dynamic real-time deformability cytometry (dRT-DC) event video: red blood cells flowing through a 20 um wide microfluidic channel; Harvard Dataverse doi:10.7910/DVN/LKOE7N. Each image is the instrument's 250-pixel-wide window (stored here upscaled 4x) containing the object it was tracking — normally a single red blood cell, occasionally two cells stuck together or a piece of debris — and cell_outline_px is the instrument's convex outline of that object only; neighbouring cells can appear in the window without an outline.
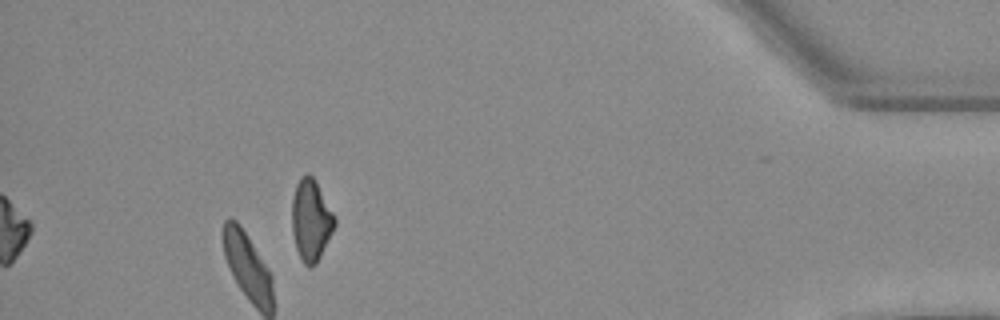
{"species": "Egyptian fruit bat (a non-hibernating species)", "species_latin": "Rousettus aegyptiacus", "temperature_condition": "warm", "stored_images_in_passage": 39, "camera_frame_rate_fps": 3000, "um_per_image_px": 0.085, "animal": {"sex": "female"}, "frame": {"image": 1, "passage_image": 39, "time_ms": 12.667, "image_size_px": [1000, 320], "cell_outline_px": [[336, 224], [316, 264], [308, 268], [300, 260], [296, 248], [292, 232], [292, 196], [296, 184], [300, 176], [308, 172], [312, 176], [332, 212], [336, 220]], "centroid_in_image_um": [26.4, 18.73], "position_along_channel_um": 408.8, "area_um2": 20.11}}